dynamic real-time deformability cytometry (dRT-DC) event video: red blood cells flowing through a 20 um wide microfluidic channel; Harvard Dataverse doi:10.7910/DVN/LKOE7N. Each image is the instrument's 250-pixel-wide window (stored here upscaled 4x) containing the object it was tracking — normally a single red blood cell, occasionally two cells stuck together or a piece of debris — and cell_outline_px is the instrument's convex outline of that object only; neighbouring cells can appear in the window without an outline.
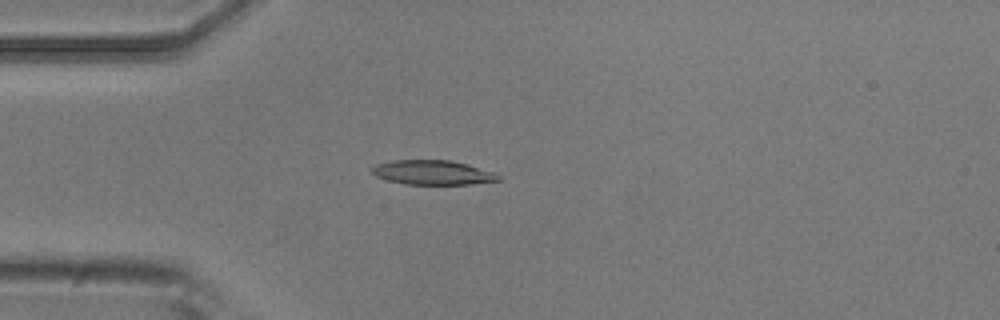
{"species": "common noctule bat (a hibernating species)", "species_latin": "Nyctalus noctula", "temperature_condition": "room temperature", "stored_images_in_passage": 6, "camera_frame_rate_fps": 3000, "um_per_image_px": 0.085, "animal": {"sex": "male", "body_mass_g": 20.5, "forearm_length_mm": 52.5}, "frame": {"image": 1, "passage_image": 4, "time_ms": 1.0, "image_size_px": [1000, 320], "cell_outline_px": [[500, 180], [472, 184], [404, 184], [388, 180], [376, 176], [372, 172], [372, 168], [376, 164], [392, 160], [452, 160], [468, 164], [496, 172], [500, 176]], "centroid_in_image_um": [36.82, 14.66], "position_along_channel_um": 48.2, "area_um2": 18.09}}
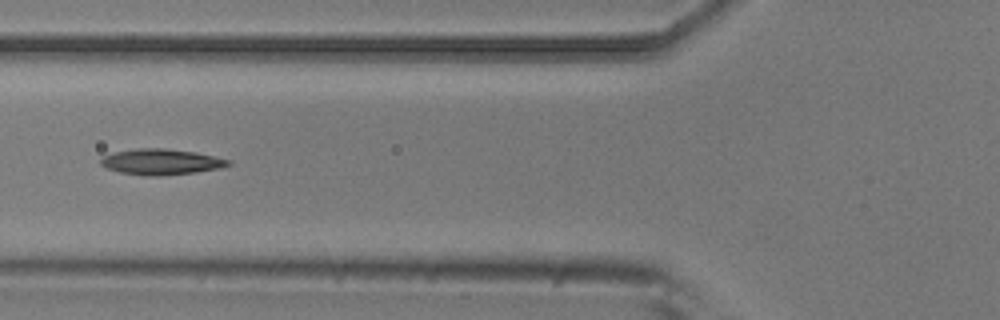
{"frame": {"image": 2, "passage_image": 6, "time_ms": 1.667, "image_size_px": [1000, 320], "cell_outline_px": [[232, 164], [220, 168], [196, 172], [160, 176], [156, 176], [120, 172], [108, 168], [100, 164], [100, 160], [104, 156], [116, 152], [136, 148], [164, 148], [196, 152], [232, 160]], "centroid_in_image_um": [13.75, 13.75], "position_along_channel_um": 112.0, "area_um2": 19.02}}